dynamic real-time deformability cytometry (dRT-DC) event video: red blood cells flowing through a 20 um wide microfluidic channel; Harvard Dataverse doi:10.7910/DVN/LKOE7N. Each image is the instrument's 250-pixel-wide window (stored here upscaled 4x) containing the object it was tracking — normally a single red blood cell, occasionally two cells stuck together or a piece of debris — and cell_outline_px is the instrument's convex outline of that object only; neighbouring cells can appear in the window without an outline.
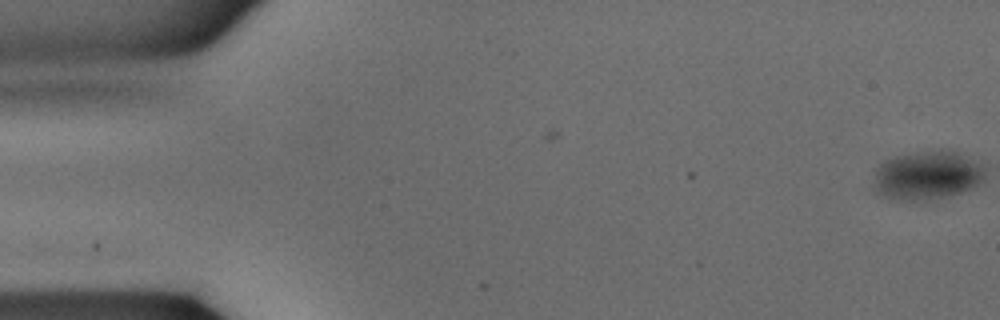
{"species": "common noctule bat (a hibernating species)", "species_latin": "Nyctalus noctula", "temperature_condition": "warm", "stored_images_in_passage": 4, "camera_frame_rate_fps": 3000, "um_per_image_px": 0.085, "animal": {"sex": "male", "body_mass_g": 15.6}, "frame": {"image": 1, "passage_image": 4, "time_ms": 1.0, "image_size_px": [1000, 320], "cell_outline_px": [[984, 180], [980, 184], [972, 188], [948, 196], [928, 200], [900, 200], [884, 196], [876, 192], [872, 188], [872, 184], [876, 168], [880, 164], [896, 156], [940, 148], [956, 152], [980, 164], [984, 168]], "centroid_in_image_um": [78.79, 14.91], "position_along_channel_um": 6.2, "area_um2": 31.73}}